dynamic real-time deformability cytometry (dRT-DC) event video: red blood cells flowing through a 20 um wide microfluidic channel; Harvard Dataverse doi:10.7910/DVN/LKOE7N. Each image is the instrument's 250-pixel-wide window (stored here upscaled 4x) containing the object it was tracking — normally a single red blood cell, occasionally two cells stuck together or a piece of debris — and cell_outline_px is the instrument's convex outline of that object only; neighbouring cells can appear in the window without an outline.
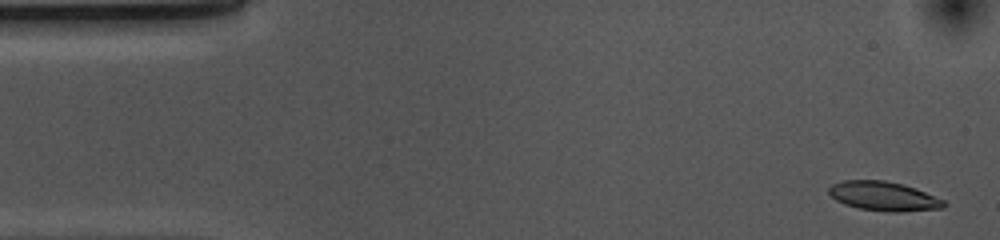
{"species": "common noctule bat (a hibernating species)", "species_latin": "Nyctalus noctula", "temperature_condition": "cold", "stored_images_in_passage": 53, "camera_frame_rate_fps": 3000, "um_per_image_px": 0.085, "animal": {"sex": "female", "body_mass_g": 10.0, "forearm_length_mm": 53.1}, "frame": {"image": 1, "passage_image": 2, "time_ms": 0.333, "image_size_px": [1000, 240], "cell_outline_px": [[944, 208], [900, 212], [892, 212], [860, 208], [844, 204], [836, 200], [828, 192], [828, 188], [832, 184], [844, 180], [884, 180], [904, 184], [916, 188], [944, 200]], "centroid_in_image_um": [75.1, 16.67], "position_along_channel_um": 9.9, "area_um2": 19.54}}
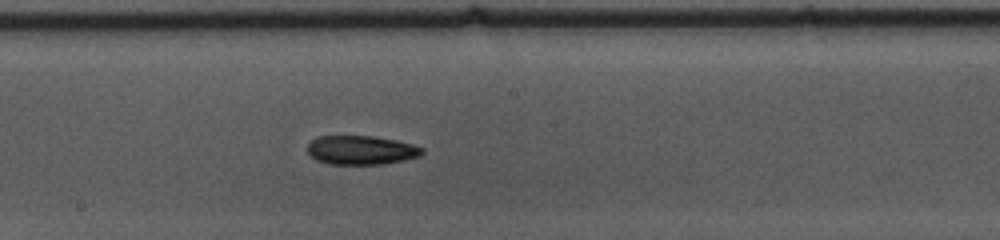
{"frame": {"image": 2, "passage_image": 27, "time_ms": 8.667, "image_size_px": [1000, 240], "cell_outline_px": [[424, 152], [420, 156], [404, 160], [384, 164], [328, 164], [316, 160], [308, 152], [308, 144], [316, 136], [372, 136], [396, 140], [412, 144], [424, 148]], "centroid_in_image_um": [30.71, 12.76], "position_along_channel_um": 217.5, "area_um2": 19.42}}
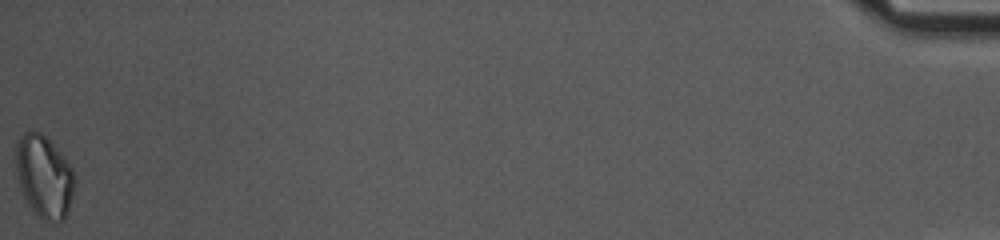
{"frame": {"image": 3, "passage_image": 53, "time_ms": 17.333, "image_size_px": [1000, 240], "cell_outline_px": [[76, 180], [68, 212], [64, 220], [44, 220], [32, 208], [24, 196], [20, 188], [16, 176], [16, 144], [20, 136], [24, 132], [32, 128], [40, 132], [56, 148], [72, 168]], "centroid_in_image_um": [3.74, 14.96], "position_along_channel_um": 431.5, "area_um2": 27.98}, "authors_computed_cell_mechanics": {"area_um2": 19.941, "velocity_mm_per_s": 3.6965, "shape_relaxation_time_tau1_ms": 3.28, "shape_relaxation_time_tau2_ms": null, "deformation_change_tau1": 0.1102, "deformation_change_tau2": null}}